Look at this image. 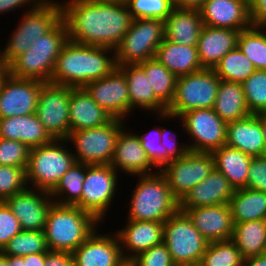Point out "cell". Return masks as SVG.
I'll list each match as a JSON object with an SVG mask.
<instances>
[{
    "label": "cell",
    "instance_id": "16",
    "mask_svg": "<svg viewBox=\"0 0 266 266\" xmlns=\"http://www.w3.org/2000/svg\"><path fill=\"white\" fill-rule=\"evenodd\" d=\"M84 88L112 118L125 120L130 114L127 79L116 67L104 78L87 83Z\"/></svg>",
    "mask_w": 266,
    "mask_h": 266
},
{
    "label": "cell",
    "instance_id": "30",
    "mask_svg": "<svg viewBox=\"0 0 266 266\" xmlns=\"http://www.w3.org/2000/svg\"><path fill=\"white\" fill-rule=\"evenodd\" d=\"M164 23L165 39L181 45H198L203 27L200 10L174 8Z\"/></svg>",
    "mask_w": 266,
    "mask_h": 266
},
{
    "label": "cell",
    "instance_id": "18",
    "mask_svg": "<svg viewBox=\"0 0 266 266\" xmlns=\"http://www.w3.org/2000/svg\"><path fill=\"white\" fill-rule=\"evenodd\" d=\"M22 230L43 231L53 199L50 192L27 187L4 201Z\"/></svg>",
    "mask_w": 266,
    "mask_h": 266
},
{
    "label": "cell",
    "instance_id": "50",
    "mask_svg": "<svg viewBox=\"0 0 266 266\" xmlns=\"http://www.w3.org/2000/svg\"><path fill=\"white\" fill-rule=\"evenodd\" d=\"M245 188L266 192V155L252 157Z\"/></svg>",
    "mask_w": 266,
    "mask_h": 266
},
{
    "label": "cell",
    "instance_id": "7",
    "mask_svg": "<svg viewBox=\"0 0 266 266\" xmlns=\"http://www.w3.org/2000/svg\"><path fill=\"white\" fill-rule=\"evenodd\" d=\"M23 15L5 47L0 49V60L7 65L26 52L37 38L49 32L62 19L61 2L45 0L31 11H26L25 8Z\"/></svg>",
    "mask_w": 266,
    "mask_h": 266
},
{
    "label": "cell",
    "instance_id": "11",
    "mask_svg": "<svg viewBox=\"0 0 266 266\" xmlns=\"http://www.w3.org/2000/svg\"><path fill=\"white\" fill-rule=\"evenodd\" d=\"M157 118L179 119L181 126L192 139L188 147L193 152L212 153L226 144L227 123L224 122L213 108L194 109L183 113L180 117L163 113L156 114Z\"/></svg>",
    "mask_w": 266,
    "mask_h": 266
},
{
    "label": "cell",
    "instance_id": "2",
    "mask_svg": "<svg viewBox=\"0 0 266 266\" xmlns=\"http://www.w3.org/2000/svg\"><path fill=\"white\" fill-rule=\"evenodd\" d=\"M116 67L115 50L68 40L57 57L50 83L84 87L104 78Z\"/></svg>",
    "mask_w": 266,
    "mask_h": 266
},
{
    "label": "cell",
    "instance_id": "44",
    "mask_svg": "<svg viewBox=\"0 0 266 266\" xmlns=\"http://www.w3.org/2000/svg\"><path fill=\"white\" fill-rule=\"evenodd\" d=\"M26 172L23 168L0 165V202L27 188Z\"/></svg>",
    "mask_w": 266,
    "mask_h": 266
},
{
    "label": "cell",
    "instance_id": "3",
    "mask_svg": "<svg viewBox=\"0 0 266 266\" xmlns=\"http://www.w3.org/2000/svg\"><path fill=\"white\" fill-rule=\"evenodd\" d=\"M99 223L91 213L78 206L53 203L43 230L49 250L72 253Z\"/></svg>",
    "mask_w": 266,
    "mask_h": 266
},
{
    "label": "cell",
    "instance_id": "57",
    "mask_svg": "<svg viewBox=\"0 0 266 266\" xmlns=\"http://www.w3.org/2000/svg\"><path fill=\"white\" fill-rule=\"evenodd\" d=\"M9 75V65L0 60V88L4 79Z\"/></svg>",
    "mask_w": 266,
    "mask_h": 266
},
{
    "label": "cell",
    "instance_id": "41",
    "mask_svg": "<svg viewBox=\"0 0 266 266\" xmlns=\"http://www.w3.org/2000/svg\"><path fill=\"white\" fill-rule=\"evenodd\" d=\"M244 259L232 240L209 242L198 266H234Z\"/></svg>",
    "mask_w": 266,
    "mask_h": 266
},
{
    "label": "cell",
    "instance_id": "62",
    "mask_svg": "<svg viewBox=\"0 0 266 266\" xmlns=\"http://www.w3.org/2000/svg\"><path fill=\"white\" fill-rule=\"evenodd\" d=\"M234 266H245V262H244V260H243L241 263L236 264V265H234Z\"/></svg>",
    "mask_w": 266,
    "mask_h": 266
},
{
    "label": "cell",
    "instance_id": "13",
    "mask_svg": "<svg viewBox=\"0 0 266 266\" xmlns=\"http://www.w3.org/2000/svg\"><path fill=\"white\" fill-rule=\"evenodd\" d=\"M111 165H88L83 183L82 198L75 205L91 213L99 222H104L118 188V175Z\"/></svg>",
    "mask_w": 266,
    "mask_h": 266
},
{
    "label": "cell",
    "instance_id": "28",
    "mask_svg": "<svg viewBox=\"0 0 266 266\" xmlns=\"http://www.w3.org/2000/svg\"><path fill=\"white\" fill-rule=\"evenodd\" d=\"M127 79L130 113L137 107L156 115L167 112V107L155 96L144 69L139 64L117 65Z\"/></svg>",
    "mask_w": 266,
    "mask_h": 266
},
{
    "label": "cell",
    "instance_id": "10",
    "mask_svg": "<svg viewBox=\"0 0 266 266\" xmlns=\"http://www.w3.org/2000/svg\"><path fill=\"white\" fill-rule=\"evenodd\" d=\"M124 123V120L112 118L103 126L70 132L67 140L74 144L76 162L110 165L117 138L125 127Z\"/></svg>",
    "mask_w": 266,
    "mask_h": 266
},
{
    "label": "cell",
    "instance_id": "17",
    "mask_svg": "<svg viewBox=\"0 0 266 266\" xmlns=\"http://www.w3.org/2000/svg\"><path fill=\"white\" fill-rule=\"evenodd\" d=\"M44 83L36 79L16 78L9 74L0 88V118L35 113Z\"/></svg>",
    "mask_w": 266,
    "mask_h": 266
},
{
    "label": "cell",
    "instance_id": "26",
    "mask_svg": "<svg viewBox=\"0 0 266 266\" xmlns=\"http://www.w3.org/2000/svg\"><path fill=\"white\" fill-rule=\"evenodd\" d=\"M226 145L239 149L251 157L266 155L261 121L256 114L227 123Z\"/></svg>",
    "mask_w": 266,
    "mask_h": 266
},
{
    "label": "cell",
    "instance_id": "52",
    "mask_svg": "<svg viewBox=\"0 0 266 266\" xmlns=\"http://www.w3.org/2000/svg\"><path fill=\"white\" fill-rule=\"evenodd\" d=\"M44 266H74L72 253L48 250Z\"/></svg>",
    "mask_w": 266,
    "mask_h": 266
},
{
    "label": "cell",
    "instance_id": "5",
    "mask_svg": "<svg viewBox=\"0 0 266 266\" xmlns=\"http://www.w3.org/2000/svg\"><path fill=\"white\" fill-rule=\"evenodd\" d=\"M138 177L127 220L164 223L179 210V201L173 196L165 176L157 171Z\"/></svg>",
    "mask_w": 266,
    "mask_h": 266
},
{
    "label": "cell",
    "instance_id": "4",
    "mask_svg": "<svg viewBox=\"0 0 266 266\" xmlns=\"http://www.w3.org/2000/svg\"><path fill=\"white\" fill-rule=\"evenodd\" d=\"M68 40L67 26L62 18L9 64V74L16 78L50 82L57 57Z\"/></svg>",
    "mask_w": 266,
    "mask_h": 266
},
{
    "label": "cell",
    "instance_id": "8",
    "mask_svg": "<svg viewBox=\"0 0 266 266\" xmlns=\"http://www.w3.org/2000/svg\"><path fill=\"white\" fill-rule=\"evenodd\" d=\"M163 242L176 266H198L209 243L180 210L164 222Z\"/></svg>",
    "mask_w": 266,
    "mask_h": 266
},
{
    "label": "cell",
    "instance_id": "63",
    "mask_svg": "<svg viewBox=\"0 0 266 266\" xmlns=\"http://www.w3.org/2000/svg\"><path fill=\"white\" fill-rule=\"evenodd\" d=\"M84 1H112V0H84Z\"/></svg>",
    "mask_w": 266,
    "mask_h": 266
},
{
    "label": "cell",
    "instance_id": "31",
    "mask_svg": "<svg viewBox=\"0 0 266 266\" xmlns=\"http://www.w3.org/2000/svg\"><path fill=\"white\" fill-rule=\"evenodd\" d=\"M155 58L176 77L204 69L200 63L197 46H187L164 39L157 48Z\"/></svg>",
    "mask_w": 266,
    "mask_h": 266
},
{
    "label": "cell",
    "instance_id": "19",
    "mask_svg": "<svg viewBox=\"0 0 266 266\" xmlns=\"http://www.w3.org/2000/svg\"><path fill=\"white\" fill-rule=\"evenodd\" d=\"M97 231L72 252L74 266H117L124 260L116 233Z\"/></svg>",
    "mask_w": 266,
    "mask_h": 266
},
{
    "label": "cell",
    "instance_id": "47",
    "mask_svg": "<svg viewBox=\"0 0 266 266\" xmlns=\"http://www.w3.org/2000/svg\"><path fill=\"white\" fill-rule=\"evenodd\" d=\"M132 260L135 266H176L164 242L140 253Z\"/></svg>",
    "mask_w": 266,
    "mask_h": 266
},
{
    "label": "cell",
    "instance_id": "34",
    "mask_svg": "<svg viewBox=\"0 0 266 266\" xmlns=\"http://www.w3.org/2000/svg\"><path fill=\"white\" fill-rule=\"evenodd\" d=\"M233 223L266 219V192L255 189H235L229 200Z\"/></svg>",
    "mask_w": 266,
    "mask_h": 266
},
{
    "label": "cell",
    "instance_id": "15",
    "mask_svg": "<svg viewBox=\"0 0 266 266\" xmlns=\"http://www.w3.org/2000/svg\"><path fill=\"white\" fill-rule=\"evenodd\" d=\"M71 86L45 82L41 86L35 114L53 139L70 134L69 102Z\"/></svg>",
    "mask_w": 266,
    "mask_h": 266
},
{
    "label": "cell",
    "instance_id": "29",
    "mask_svg": "<svg viewBox=\"0 0 266 266\" xmlns=\"http://www.w3.org/2000/svg\"><path fill=\"white\" fill-rule=\"evenodd\" d=\"M0 138L20 141L29 149L53 140L35 113L0 118Z\"/></svg>",
    "mask_w": 266,
    "mask_h": 266
},
{
    "label": "cell",
    "instance_id": "42",
    "mask_svg": "<svg viewBox=\"0 0 266 266\" xmlns=\"http://www.w3.org/2000/svg\"><path fill=\"white\" fill-rule=\"evenodd\" d=\"M241 84L249 112L266 113V70H255Z\"/></svg>",
    "mask_w": 266,
    "mask_h": 266
},
{
    "label": "cell",
    "instance_id": "40",
    "mask_svg": "<svg viewBox=\"0 0 266 266\" xmlns=\"http://www.w3.org/2000/svg\"><path fill=\"white\" fill-rule=\"evenodd\" d=\"M49 250L43 231L22 230L14 235L0 251L4 256L24 257Z\"/></svg>",
    "mask_w": 266,
    "mask_h": 266
},
{
    "label": "cell",
    "instance_id": "43",
    "mask_svg": "<svg viewBox=\"0 0 266 266\" xmlns=\"http://www.w3.org/2000/svg\"><path fill=\"white\" fill-rule=\"evenodd\" d=\"M133 19L165 21L175 8L173 0H124Z\"/></svg>",
    "mask_w": 266,
    "mask_h": 266
},
{
    "label": "cell",
    "instance_id": "49",
    "mask_svg": "<svg viewBox=\"0 0 266 266\" xmlns=\"http://www.w3.org/2000/svg\"><path fill=\"white\" fill-rule=\"evenodd\" d=\"M172 130L161 127V144L164 146V166L169 164L172 160H177L185 156L189 151L188 145L178 143L176 140V133L171 134ZM183 144V145H180Z\"/></svg>",
    "mask_w": 266,
    "mask_h": 266
},
{
    "label": "cell",
    "instance_id": "12",
    "mask_svg": "<svg viewBox=\"0 0 266 266\" xmlns=\"http://www.w3.org/2000/svg\"><path fill=\"white\" fill-rule=\"evenodd\" d=\"M165 39V23L159 19H133L115 50L116 64H138L155 58L157 48Z\"/></svg>",
    "mask_w": 266,
    "mask_h": 266
},
{
    "label": "cell",
    "instance_id": "55",
    "mask_svg": "<svg viewBox=\"0 0 266 266\" xmlns=\"http://www.w3.org/2000/svg\"><path fill=\"white\" fill-rule=\"evenodd\" d=\"M46 252L29 254L23 257L26 266H44Z\"/></svg>",
    "mask_w": 266,
    "mask_h": 266
},
{
    "label": "cell",
    "instance_id": "36",
    "mask_svg": "<svg viewBox=\"0 0 266 266\" xmlns=\"http://www.w3.org/2000/svg\"><path fill=\"white\" fill-rule=\"evenodd\" d=\"M87 164L76 162L50 192L54 203L75 206L82 198Z\"/></svg>",
    "mask_w": 266,
    "mask_h": 266
},
{
    "label": "cell",
    "instance_id": "35",
    "mask_svg": "<svg viewBox=\"0 0 266 266\" xmlns=\"http://www.w3.org/2000/svg\"><path fill=\"white\" fill-rule=\"evenodd\" d=\"M243 259L266 253V219L235 223L231 239Z\"/></svg>",
    "mask_w": 266,
    "mask_h": 266
},
{
    "label": "cell",
    "instance_id": "6",
    "mask_svg": "<svg viewBox=\"0 0 266 266\" xmlns=\"http://www.w3.org/2000/svg\"><path fill=\"white\" fill-rule=\"evenodd\" d=\"M67 144H70L67 139H53L48 144L30 149L25 171L29 188L47 192L55 188L61 177L76 163L74 151L71 152L72 148L69 150Z\"/></svg>",
    "mask_w": 266,
    "mask_h": 266
},
{
    "label": "cell",
    "instance_id": "38",
    "mask_svg": "<svg viewBox=\"0 0 266 266\" xmlns=\"http://www.w3.org/2000/svg\"><path fill=\"white\" fill-rule=\"evenodd\" d=\"M217 76L228 82L242 83L255 70V66L247 56L236 47L229 51L213 68Z\"/></svg>",
    "mask_w": 266,
    "mask_h": 266
},
{
    "label": "cell",
    "instance_id": "33",
    "mask_svg": "<svg viewBox=\"0 0 266 266\" xmlns=\"http://www.w3.org/2000/svg\"><path fill=\"white\" fill-rule=\"evenodd\" d=\"M213 110L226 123L250 115L242 84L221 80Z\"/></svg>",
    "mask_w": 266,
    "mask_h": 266
},
{
    "label": "cell",
    "instance_id": "22",
    "mask_svg": "<svg viewBox=\"0 0 266 266\" xmlns=\"http://www.w3.org/2000/svg\"><path fill=\"white\" fill-rule=\"evenodd\" d=\"M203 25L238 31L252 26L249 0H206L200 9Z\"/></svg>",
    "mask_w": 266,
    "mask_h": 266
},
{
    "label": "cell",
    "instance_id": "37",
    "mask_svg": "<svg viewBox=\"0 0 266 266\" xmlns=\"http://www.w3.org/2000/svg\"><path fill=\"white\" fill-rule=\"evenodd\" d=\"M138 64L144 69L155 96L168 107L175 95L177 77L156 58Z\"/></svg>",
    "mask_w": 266,
    "mask_h": 266
},
{
    "label": "cell",
    "instance_id": "14",
    "mask_svg": "<svg viewBox=\"0 0 266 266\" xmlns=\"http://www.w3.org/2000/svg\"><path fill=\"white\" fill-rule=\"evenodd\" d=\"M213 169L212 153L189 151L185 156L172 160L160 172L165 176L173 196L180 202Z\"/></svg>",
    "mask_w": 266,
    "mask_h": 266
},
{
    "label": "cell",
    "instance_id": "54",
    "mask_svg": "<svg viewBox=\"0 0 266 266\" xmlns=\"http://www.w3.org/2000/svg\"><path fill=\"white\" fill-rule=\"evenodd\" d=\"M206 0H173L175 8L200 10Z\"/></svg>",
    "mask_w": 266,
    "mask_h": 266
},
{
    "label": "cell",
    "instance_id": "53",
    "mask_svg": "<svg viewBox=\"0 0 266 266\" xmlns=\"http://www.w3.org/2000/svg\"><path fill=\"white\" fill-rule=\"evenodd\" d=\"M45 0H0V14H6L8 11L17 10L20 7H28L27 11L36 9ZM31 5V6H30ZM3 13V14H2Z\"/></svg>",
    "mask_w": 266,
    "mask_h": 266
},
{
    "label": "cell",
    "instance_id": "60",
    "mask_svg": "<svg viewBox=\"0 0 266 266\" xmlns=\"http://www.w3.org/2000/svg\"><path fill=\"white\" fill-rule=\"evenodd\" d=\"M0 266H10V256H4L0 252Z\"/></svg>",
    "mask_w": 266,
    "mask_h": 266
},
{
    "label": "cell",
    "instance_id": "9",
    "mask_svg": "<svg viewBox=\"0 0 266 266\" xmlns=\"http://www.w3.org/2000/svg\"><path fill=\"white\" fill-rule=\"evenodd\" d=\"M221 79L213 69L177 77L175 95L167 113L180 117L194 109L213 108Z\"/></svg>",
    "mask_w": 266,
    "mask_h": 266
},
{
    "label": "cell",
    "instance_id": "48",
    "mask_svg": "<svg viewBox=\"0 0 266 266\" xmlns=\"http://www.w3.org/2000/svg\"><path fill=\"white\" fill-rule=\"evenodd\" d=\"M21 231L19 220L5 202H0V251L14 235Z\"/></svg>",
    "mask_w": 266,
    "mask_h": 266
},
{
    "label": "cell",
    "instance_id": "1",
    "mask_svg": "<svg viewBox=\"0 0 266 266\" xmlns=\"http://www.w3.org/2000/svg\"><path fill=\"white\" fill-rule=\"evenodd\" d=\"M70 41L112 50L121 43L133 18L124 0L61 2Z\"/></svg>",
    "mask_w": 266,
    "mask_h": 266
},
{
    "label": "cell",
    "instance_id": "20",
    "mask_svg": "<svg viewBox=\"0 0 266 266\" xmlns=\"http://www.w3.org/2000/svg\"><path fill=\"white\" fill-rule=\"evenodd\" d=\"M208 241L231 240L234 223L229 204L179 209Z\"/></svg>",
    "mask_w": 266,
    "mask_h": 266
},
{
    "label": "cell",
    "instance_id": "46",
    "mask_svg": "<svg viewBox=\"0 0 266 266\" xmlns=\"http://www.w3.org/2000/svg\"><path fill=\"white\" fill-rule=\"evenodd\" d=\"M148 158L160 171L164 167V146L161 144V126L147 131L143 135L137 134Z\"/></svg>",
    "mask_w": 266,
    "mask_h": 266
},
{
    "label": "cell",
    "instance_id": "32",
    "mask_svg": "<svg viewBox=\"0 0 266 266\" xmlns=\"http://www.w3.org/2000/svg\"><path fill=\"white\" fill-rule=\"evenodd\" d=\"M212 156L215 169L224 175L234 189L247 186L251 156L226 144L213 151Z\"/></svg>",
    "mask_w": 266,
    "mask_h": 266
},
{
    "label": "cell",
    "instance_id": "51",
    "mask_svg": "<svg viewBox=\"0 0 266 266\" xmlns=\"http://www.w3.org/2000/svg\"><path fill=\"white\" fill-rule=\"evenodd\" d=\"M249 17L252 26L266 25V0H249Z\"/></svg>",
    "mask_w": 266,
    "mask_h": 266
},
{
    "label": "cell",
    "instance_id": "23",
    "mask_svg": "<svg viewBox=\"0 0 266 266\" xmlns=\"http://www.w3.org/2000/svg\"><path fill=\"white\" fill-rule=\"evenodd\" d=\"M126 221L127 226L125 225L123 229L115 231L124 259L132 260L140 253L163 242L164 223L154 221Z\"/></svg>",
    "mask_w": 266,
    "mask_h": 266
},
{
    "label": "cell",
    "instance_id": "61",
    "mask_svg": "<svg viewBox=\"0 0 266 266\" xmlns=\"http://www.w3.org/2000/svg\"><path fill=\"white\" fill-rule=\"evenodd\" d=\"M117 266H135L134 265V261L130 260V259H124L123 261H121V263H119Z\"/></svg>",
    "mask_w": 266,
    "mask_h": 266
},
{
    "label": "cell",
    "instance_id": "24",
    "mask_svg": "<svg viewBox=\"0 0 266 266\" xmlns=\"http://www.w3.org/2000/svg\"><path fill=\"white\" fill-rule=\"evenodd\" d=\"M235 189L224 175L213 169L204 181L193 187L179 202V209L228 204Z\"/></svg>",
    "mask_w": 266,
    "mask_h": 266
},
{
    "label": "cell",
    "instance_id": "59",
    "mask_svg": "<svg viewBox=\"0 0 266 266\" xmlns=\"http://www.w3.org/2000/svg\"><path fill=\"white\" fill-rule=\"evenodd\" d=\"M261 121V129L266 144V113L256 114Z\"/></svg>",
    "mask_w": 266,
    "mask_h": 266
},
{
    "label": "cell",
    "instance_id": "56",
    "mask_svg": "<svg viewBox=\"0 0 266 266\" xmlns=\"http://www.w3.org/2000/svg\"><path fill=\"white\" fill-rule=\"evenodd\" d=\"M245 266H266V254L244 259Z\"/></svg>",
    "mask_w": 266,
    "mask_h": 266
},
{
    "label": "cell",
    "instance_id": "58",
    "mask_svg": "<svg viewBox=\"0 0 266 266\" xmlns=\"http://www.w3.org/2000/svg\"><path fill=\"white\" fill-rule=\"evenodd\" d=\"M10 266H26L23 257L10 256Z\"/></svg>",
    "mask_w": 266,
    "mask_h": 266
},
{
    "label": "cell",
    "instance_id": "25",
    "mask_svg": "<svg viewBox=\"0 0 266 266\" xmlns=\"http://www.w3.org/2000/svg\"><path fill=\"white\" fill-rule=\"evenodd\" d=\"M240 31L203 25L198 38V55L203 68L214 66L231 50L237 47Z\"/></svg>",
    "mask_w": 266,
    "mask_h": 266
},
{
    "label": "cell",
    "instance_id": "27",
    "mask_svg": "<svg viewBox=\"0 0 266 266\" xmlns=\"http://www.w3.org/2000/svg\"><path fill=\"white\" fill-rule=\"evenodd\" d=\"M111 119L112 117L92 99L84 87H71L70 132L103 126Z\"/></svg>",
    "mask_w": 266,
    "mask_h": 266
},
{
    "label": "cell",
    "instance_id": "21",
    "mask_svg": "<svg viewBox=\"0 0 266 266\" xmlns=\"http://www.w3.org/2000/svg\"><path fill=\"white\" fill-rule=\"evenodd\" d=\"M129 131L126 127L121 130L110 162L111 167L117 172L120 170L131 176L135 175L134 177L159 171L158 169L152 170L155 166L148 158L137 134L132 130Z\"/></svg>",
    "mask_w": 266,
    "mask_h": 266
},
{
    "label": "cell",
    "instance_id": "39",
    "mask_svg": "<svg viewBox=\"0 0 266 266\" xmlns=\"http://www.w3.org/2000/svg\"><path fill=\"white\" fill-rule=\"evenodd\" d=\"M237 47L253 62L256 70H266V29L263 26L240 31Z\"/></svg>",
    "mask_w": 266,
    "mask_h": 266
},
{
    "label": "cell",
    "instance_id": "45",
    "mask_svg": "<svg viewBox=\"0 0 266 266\" xmlns=\"http://www.w3.org/2000/svg\"><path fill=\"white\" fill-rule=\"evenodd\" d=\"M29 151L20 141L0 138V165L20 167L26 171Z\"/></svg>",
    "mask_w": 266,
    "mask_h": 266
}]
</instances>
